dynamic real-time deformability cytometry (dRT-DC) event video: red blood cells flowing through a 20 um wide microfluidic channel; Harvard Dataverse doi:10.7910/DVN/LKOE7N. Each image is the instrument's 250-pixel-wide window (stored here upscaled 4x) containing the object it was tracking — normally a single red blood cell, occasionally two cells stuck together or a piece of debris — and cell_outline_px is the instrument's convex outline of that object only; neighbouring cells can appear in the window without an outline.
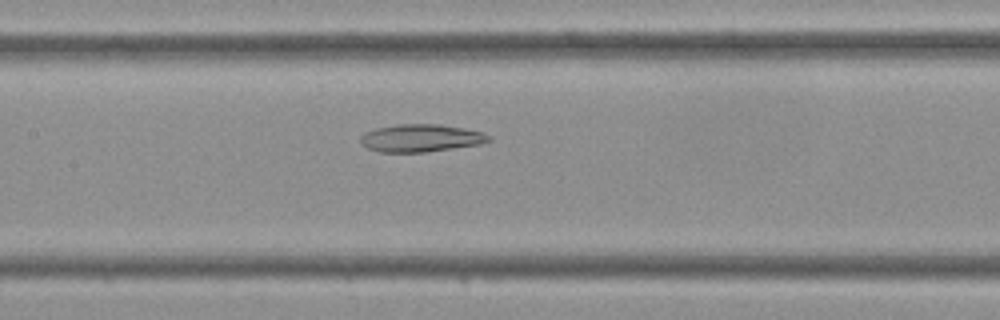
{"species": "Egyptian fruit bat (a non-hibernating species)", "species_latin": "Rousettus aegyptiacus", "temperature_condition": "cold", "stored_images_in_passage": 43, "camera_frame_rate_fps": 3000, "um_per_image_px": 0.085, "frame": {"image": 1, "passage_image": 20, "time_ms": 6.333, "image_size_px": [1000, 320], "cell_outline_px": [[492, 140], [480, 144], [424, 152], [380, 152], [368, 148], [360, 140], [360, 136], [364, 132], [376, 128], [396, 124], [440, 124], [464, 128], [484, 132], [492, 136]], "centroid_in_image_um": [35.8, 11.72], "position_along_channel_um": 171.6, "area_um2": 20.69}}
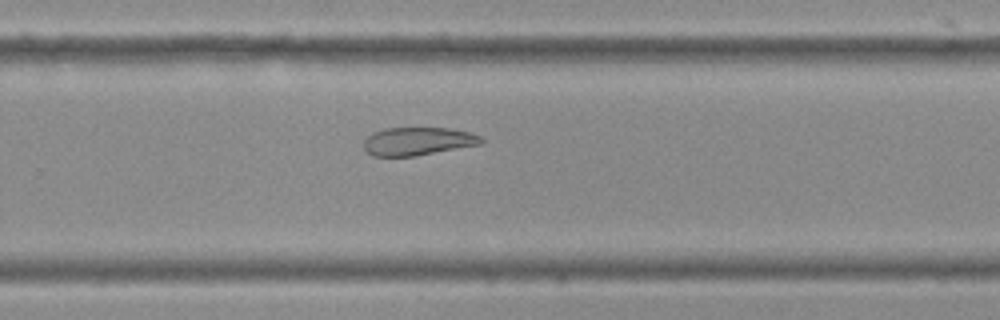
{"frame": {"image": 2, "passage_image": 28, "time_ms": 9.0, "image_size_px": [1000, 320], "cell_outline_px": [[484, 144], [416, 156], [372, 156], [364, 148], [364, 140], [372, 132], [384, 128], [448, 128], [468, 132], [480, 136], [484, 140]], "centroid_in_image_um": [35.53, 12.01], "position_along_channel_um": 294.3, "area_um2": 19.36}}
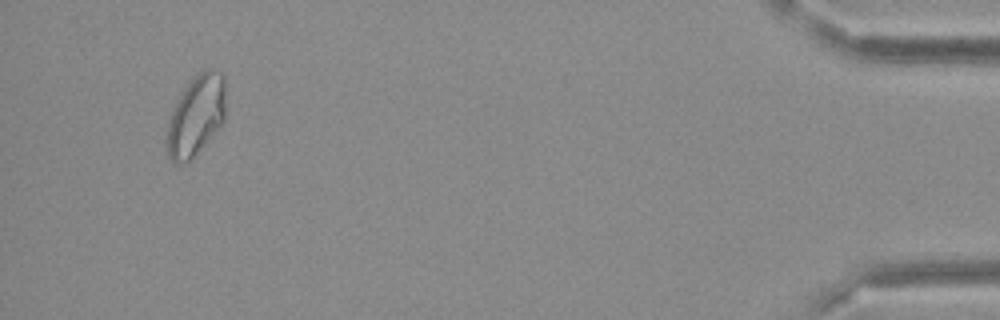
{"frame": {"image": 3, "passage_image": 41, "time_ms": 13.333, "image_size_px": [1000, 320], "cell_outline_px": [[224, 120], [196, 152], [184, 164], [172, 164], [168, 156], [164, 144], [164, 140], [168, 120], [172, 108], [196, 72], [208, 68], [216, 68], [224, 76]], "centroid_in_image_um": [16.6, 9.81], "position_along_channel_um": 418.6, "area_um2": 27.57}}